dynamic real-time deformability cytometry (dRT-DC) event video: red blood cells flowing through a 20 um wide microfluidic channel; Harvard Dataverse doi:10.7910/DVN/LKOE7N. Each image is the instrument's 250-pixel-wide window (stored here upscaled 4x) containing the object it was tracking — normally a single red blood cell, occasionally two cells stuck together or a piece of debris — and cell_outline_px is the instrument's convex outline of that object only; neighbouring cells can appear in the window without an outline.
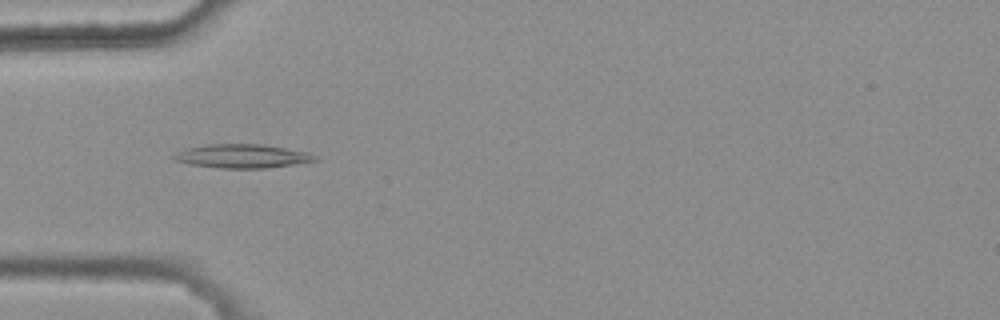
{"species": "common noctule bat (a hibernating species)", "species_latin": "Nyctalus noctula", "temperature_condition": "warm", "stored_images_in_passage": 6, "camera_frame_rate_fps": 3000, "um_per_image_px": 0.085, "animal": {"sex": "female", "body_mass_g": 25.1}, "frame": {"image": 1, "passage_image": 4, "time_ms": 1.0, "image_size_px": [1000, 320], "cell_outline_px": [[320, 160], [268, 168], [220, 168], [188, 164], [172, 160], [172, 156], [188, 148], [208, 144], [260, 144], [308, 152], [320, 156]], "centroid_in_image_um": [20.64, 13.28], "position_along_channel_um": 64.4, "area_um2": 19.54}}
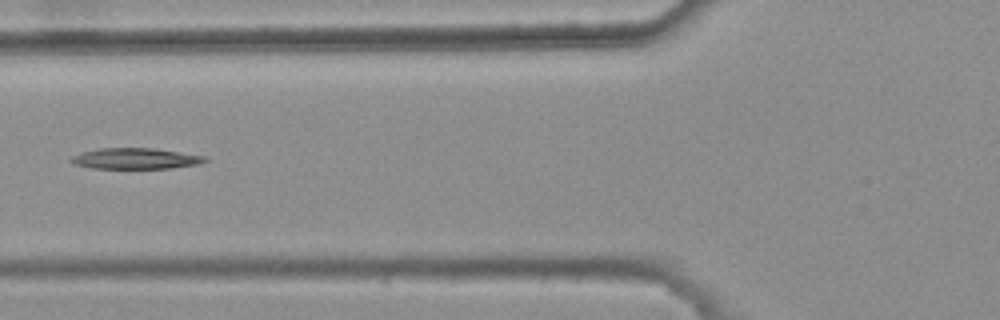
{"frame": {"image": 2, "passage_image": 5, "time_ms": 1.333, "image_size_px": [1000, 320], "cell_outline_px": [[208, 160], [200, 164], [172, 168], [92, 168], [76, 164], [68, 160], [72, 156], [80, 152], [96, 148], [152, 148], [204, 156]], "centroid_in_image_um": [11.48, 13.47], "position_along_channel_um": 114.3, "area_um2": 16.24}}
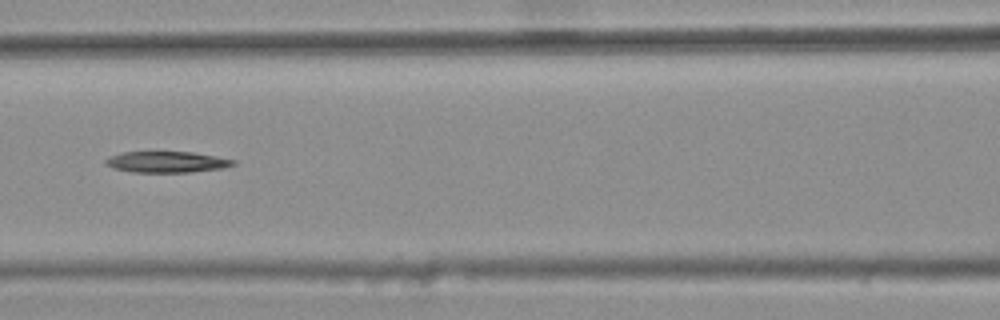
{"frame": {"image": 3, "passage_image": 6, "time_ms": 1.667, "image_size_px": [1000, 320], "cell_outline_px": [[236, 164], [224, 168], [188, 172], [132, 172], [112, 168], [104, 164], [104, 160], [112, 156], [124, 152], [192, 152], [236, 160]], "centroid_in_image_um": [14.17, 13.77], "position_along_channel_um": 152.4, "area_um2": 15.61}}